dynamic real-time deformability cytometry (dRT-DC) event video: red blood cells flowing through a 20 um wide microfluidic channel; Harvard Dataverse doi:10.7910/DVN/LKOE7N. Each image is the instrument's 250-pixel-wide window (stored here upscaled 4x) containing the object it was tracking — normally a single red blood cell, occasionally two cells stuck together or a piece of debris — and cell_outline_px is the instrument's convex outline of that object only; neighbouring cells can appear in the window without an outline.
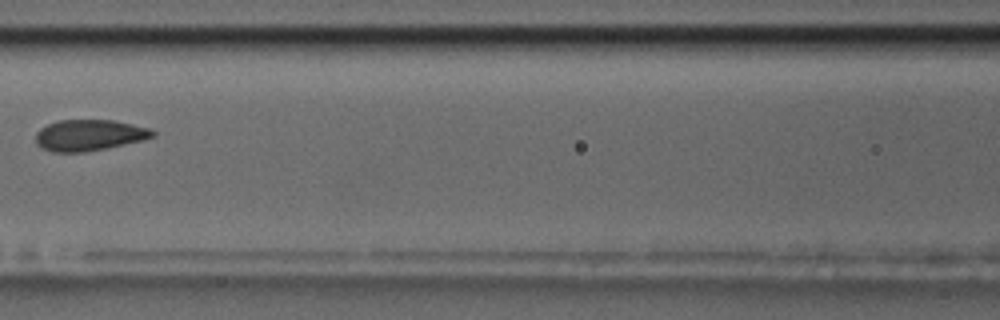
{"species": "common noctule bat (a hibernating species)", "species_latin": "Nyctalus noctula", "temperature_condition": "room temperature", "stored_images_in_passage": 11, "camera_frame_rate_fps": 3000, "um_per_image_px": 0.085, "animal": {"sex": "male", "body_mass_g": 17.5, "forearm_length_mm": 52.3}, "frame": {"image": 1, "passage_image": 7, "time_ms": 7.0, "image_size_px": [1000, 320], "cell_outline_px": [[156, 136], [144, 140], [108, 148], [84, 152], [52, 152], [40, 148], [36, 144], [36, 132], [40, 128], [48, 124], [60, 120], [116, 120], [152, 128], [156, 132]], "centroid_in_image_um": [7.62, 11.49], "position_along_channel_um": 159.0, "area_um2": 21.62}}
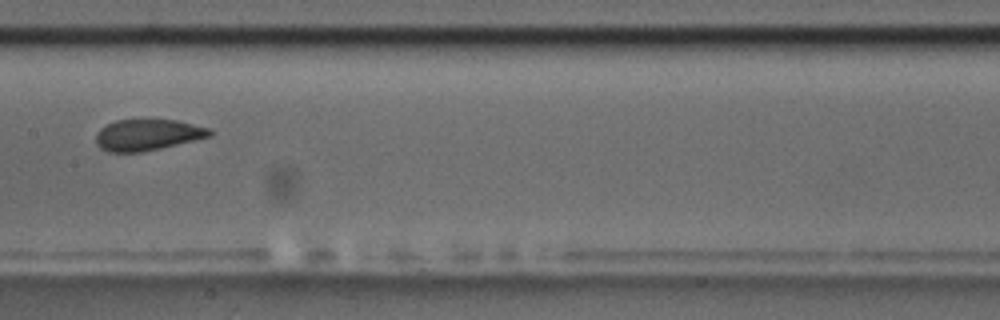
{"frame": {"image": 2, "passage_image": 8, "time_ms": 8.0, "image_size_px": [1000, 320], "cell_outline_px": [[212, 136], [196, 140], [160, 148], [140, 152], [108, 152], [100, 148], [96, 144], [96, 132], [100, 128], [116, 120], [176, 120], [212, 128]], "centroid_in_image_um": [12.55, 11.46], "position_along_channel_um": 194.8, "area_um2": 20.75}}
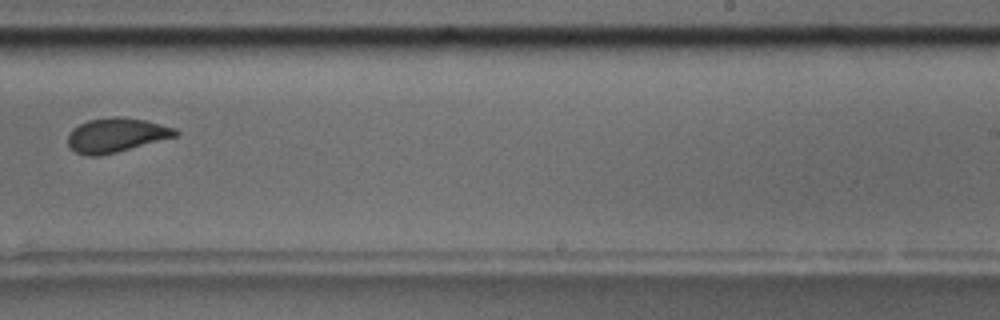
{"frame": {"image": 3, "passage_image": 10, "time_ms": 10.333, "image_size_px": [1000, 320], "cell_outline_px": [[180, 132], [176, 136], [116, 152], [100, 156], [88, 156], [76, 152], [68, 144], [68, 132], [72, 128], [88, 120], [112, 116], [120, 116], [144, 120], [176, 128]], "centroid_in_image_um": [9.85, 11.47], "position_along_channel_um": 279.1, "area_um2": 21.39}}